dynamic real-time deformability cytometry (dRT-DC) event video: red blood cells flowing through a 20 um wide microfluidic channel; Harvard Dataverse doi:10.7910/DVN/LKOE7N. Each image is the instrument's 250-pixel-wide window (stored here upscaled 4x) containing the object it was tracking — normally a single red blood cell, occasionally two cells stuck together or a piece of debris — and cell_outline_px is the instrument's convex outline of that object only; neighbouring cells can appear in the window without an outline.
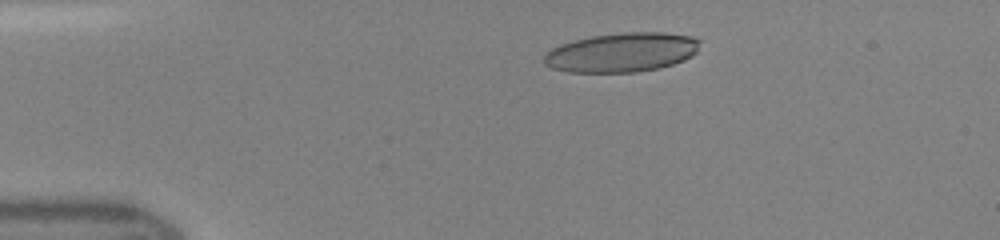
{"species": "human", "species_latin": "Homo sapiens", "temperature_condition": "room temperature", "stored_images_in_passage": 46, "camera_frame_rate_fps": 3000, "um_per_image_px": 0.085, "donor": {"sex": "female"}, "frame": {"image": 1, "passage_image": 8, "time_ms": 2.333, "image_size_px": [1000, 240], "cell_outline_px": [[700, 40], [696, 52], [692, 56], [684, 60], [660, 68], [636, 72], [568, 72], [552, 68], [544, 64], [544, 56], [552, 48], [560, 44], [592, 36], [624, 32], [664, 32], [692, 36]], "centroid_in_image_um": [52.87, 4.45], "position_along_channel_um": 32.1, "area_um2": 35.66}}
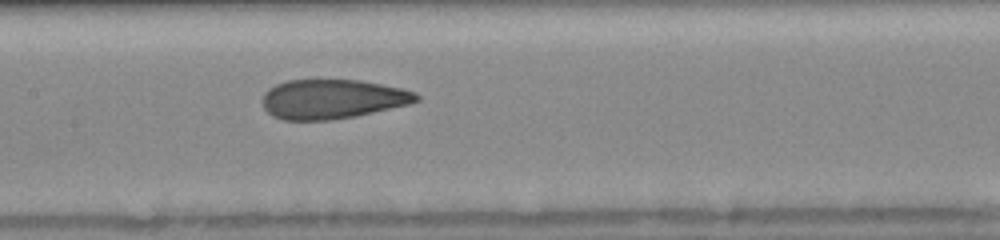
{"frame": {"image": 2, "passage_image": 22, "time_ms": 7.0, "image_size_px": [1000, 240], "cell_outline_px": [[420, 100], [408, 104], [356, 116], [332, 120], [284, 120], [272, 116], [264, 108], [264, 92], [268, 88], [276, 84], [288, 80], [360, 80], [400, 88], [416, 92], [420, 96]], "centroid_in_image_um": [28.25, 8.42], "position_along_channel_um": 179.2, "area_um2": 35.26}}
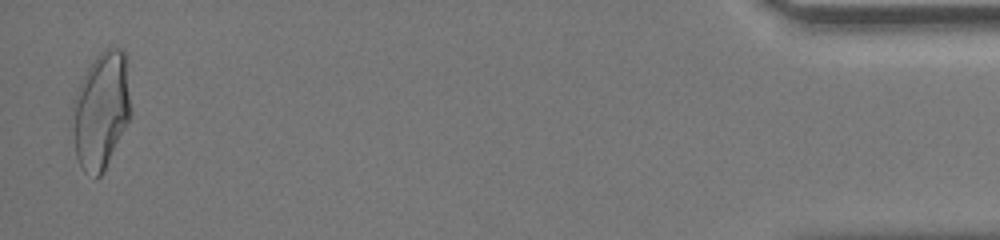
{"frame": {"image": 3, "passage_image": 45, "time_ms": 14.667, "image_size_px": [1000, 240], "cell_outline_px": [[132, 112], [100, 176], [96, 176], [84, 172], [76, 156], [72, 132], [72, 100], [88, 68], [96, 56], [104, 48], [124, 48], [128, 52]], "centroid_in_image_um": [8.62, 9.27], "position_along_channel_um": 426.6, "area_um2": 40.06}}